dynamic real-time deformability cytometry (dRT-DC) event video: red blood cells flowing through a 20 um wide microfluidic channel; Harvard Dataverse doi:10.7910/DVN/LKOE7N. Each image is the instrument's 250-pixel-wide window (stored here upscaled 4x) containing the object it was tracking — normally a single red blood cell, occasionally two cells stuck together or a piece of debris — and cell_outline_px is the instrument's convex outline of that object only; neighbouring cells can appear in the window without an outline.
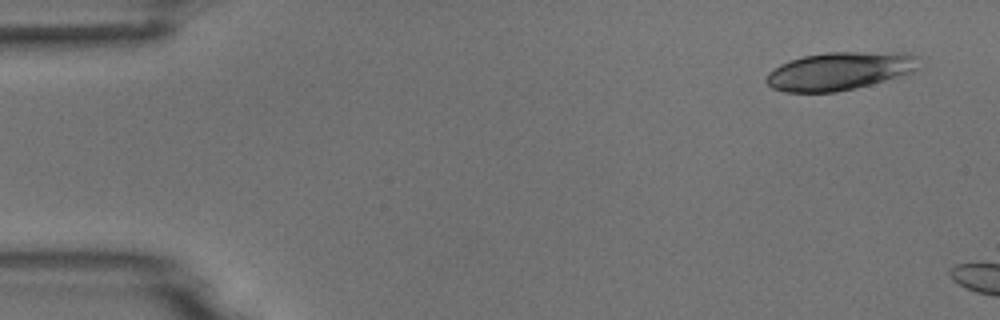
{"species": "common noctule bat (a hibernating species)", "species_latin": "Nyctalus noctula", "temperature_condition": "room temperature", "stored_images_in_passage": 2, "camera_frame_rate_fps": 3000, "um_per_image_px": 0.085, "animal": {"sex": "male", "body_mass_g": 18.8}, "frame": {"image": 1, "passage_image": 1, "time_ms": 0.0, "image_size_px": [1000, 320], "cell_outline_px": [[920, 68], [904, 76], [856, 88], [836, 92], [784, 92], [772, 88], [764, 80], [768, 72], [780, 64], [788, 60], [804, 56], [828, 52], [912, 52], [920, 56]], "centroid_in_image_um": [71.44, 6.03], "position_along_channel_um": 13.6, "area_um2": 34.56}}